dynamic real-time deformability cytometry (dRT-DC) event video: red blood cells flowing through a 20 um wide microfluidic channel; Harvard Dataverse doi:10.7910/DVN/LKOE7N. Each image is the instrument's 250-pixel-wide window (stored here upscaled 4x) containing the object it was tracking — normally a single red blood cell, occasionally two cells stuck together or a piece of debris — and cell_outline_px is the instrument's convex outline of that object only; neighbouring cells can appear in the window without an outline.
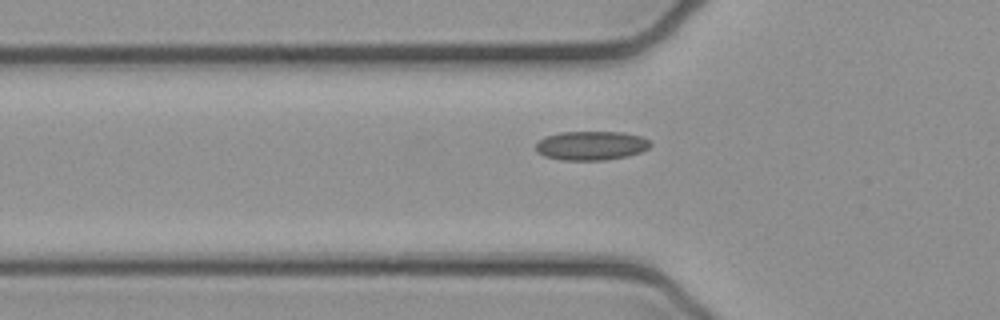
{"species": "common noctule bat (a hibernating species)", "species_latin": "Nyctalus noctula", "temperature_condition": "cold", "stored_images_in_passage": 6, "segment_of_instrument_passage": [2, 2], "camera_frame_rate_fps": 3000, "um_per_image_px": 0.085, "animal": {"sex": "female", "body_mass_g": 21.9}, "frame": {"image": 1, "passage_image": 6, "time_ms": 1.667, "image_size_px": [1000, 320], "cell_outline_px": [[652, 144], [648, 148], [640, 152], [628, 156], [604, 160], [560, 160], [544, 156], [536, 152], [536, 140], [544, 136], [560, 132], [624, 132], [640, 136], [648, 140]], "centroid_in_image_um": [50.2, 12.37], "position_along_channel_um": 75.6, "area_um2": 19.59}}